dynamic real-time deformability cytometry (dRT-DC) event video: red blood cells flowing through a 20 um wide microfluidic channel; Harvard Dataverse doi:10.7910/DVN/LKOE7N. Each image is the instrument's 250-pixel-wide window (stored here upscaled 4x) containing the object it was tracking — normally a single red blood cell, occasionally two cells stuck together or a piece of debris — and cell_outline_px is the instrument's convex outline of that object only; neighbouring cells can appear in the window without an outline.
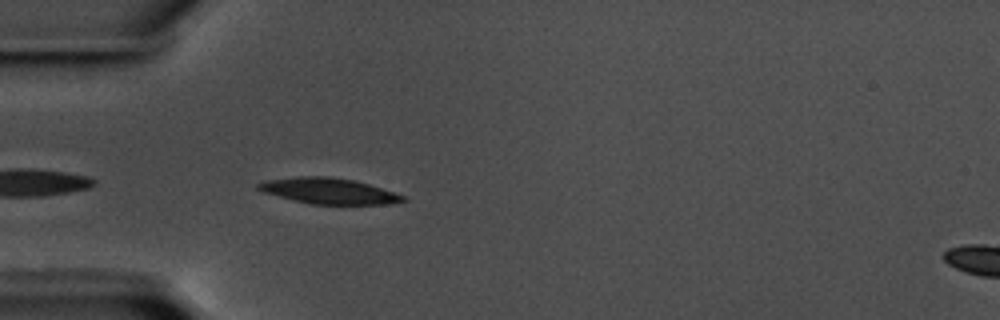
{"species": "common noctule bat (a hibernating species)", "species_latin": "Nyctalus noctula", "temperature_condition": "warm", "stored_images_in_passage": 24, "camera_frame_rate_fps": 3000, "um_per_image_px": 0.085, "animal": {"sex": "male", "body_mass_g": 17.5, "forearm_length_mm": 52.3}, "frame": {"image": 1, "passage_image": 2, "time_ms": 0.333, "image_size_px": [1000, 320], "cell_outline_px": [[408, 200], [388, 204], [312, 204], [264, 192], [256, 188], [256, 184], [264, 180], [296, 176], [328, 176], [352, 180], [368, 184], [404, 196]], "centroid_in_image_um": [27.91, 16.22], "position_along_channel_um": 57.1, "area_um2": 21.44}}
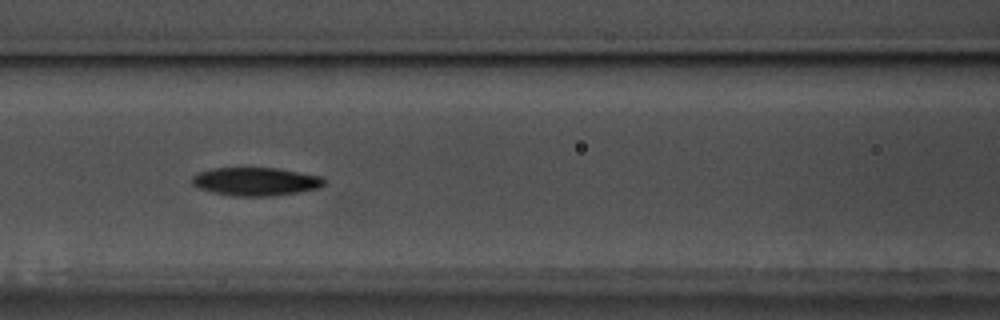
{"frame": {"image": 2, "passage_image": 10, "time_ms": 3.0, "image_size_px": [1000, 320], "cell_outline_px": [[324, 184], [320, 188], [272, 196], [232, 196], [212, 192], [200, 188], [192, 184], [192, 176], [200, 172], [216, 168], [276, 168], [320, 176], [324, 180]], "centroid_in_image_um": [21.72, 15.43], "position_along_channel_um": 144.9, "area_um2": 21.5}}
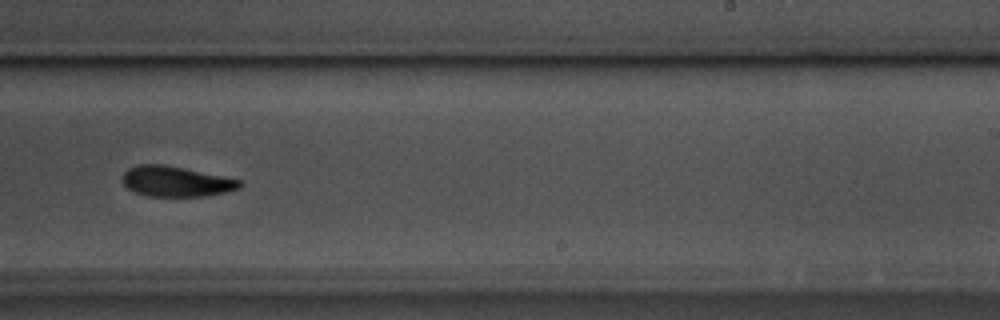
{"frame": {"image": 3, "passage_image": 21, "time_ms": 6.667, "image_size_px": [1000, 320], "cell_outline_px": [[244, 184], [240, 188], [208, 196], [148, 196], [136, 192], [128, 188], [120, 180], [124, 172], [128, 168], [136, 164], [164, 164], [184, 168], [240, 180]], "centroid_in_image_um": [14.92, 15.41], "position_along_channel_um": 274.1, "area_um2": 20.75}}